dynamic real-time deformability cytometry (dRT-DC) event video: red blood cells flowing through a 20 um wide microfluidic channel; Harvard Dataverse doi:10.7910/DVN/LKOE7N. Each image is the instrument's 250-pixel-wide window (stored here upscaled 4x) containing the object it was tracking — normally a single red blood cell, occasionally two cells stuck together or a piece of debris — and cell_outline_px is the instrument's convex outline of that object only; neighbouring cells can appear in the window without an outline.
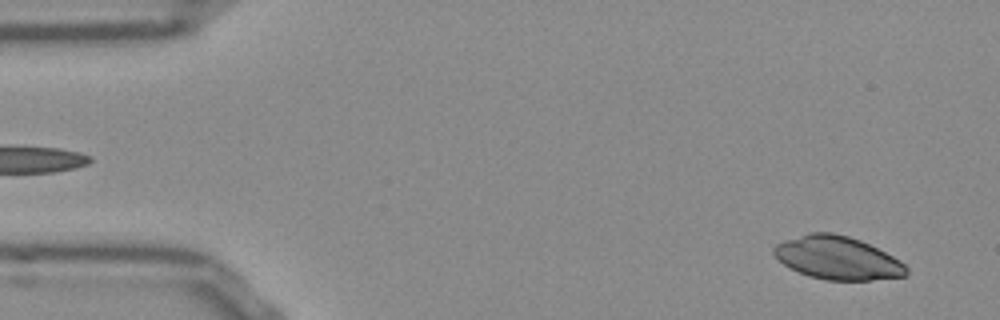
{"species": "Egyptian fruit bat (a non-hibernating species)", "species_latin": "Rousettus aegyptiacus", "temperature_condition": "room temperature", "stored_images_in_passage": 53, "camera_frame_rate_fps": 3000, "um_per_image_px": 0.085, "frame": {"image": 1, "passage_image": 3, "time_ms": 0.667, "image_size_px": [1000, 320], "cell_outline_px": [[908, 276], [868, 280], [828, 280], [808, 276], [784, 264], [772, 252], [772, 248], [776, 244], [784, 240], [808, 232], [832, 232], [848, 236], [860, 240], [900, 260], [908, 268]], "centroid_in_image_um": [71.18, 21.92], "position_along_channel_um": 13.8, "area_um2": 33.18}}
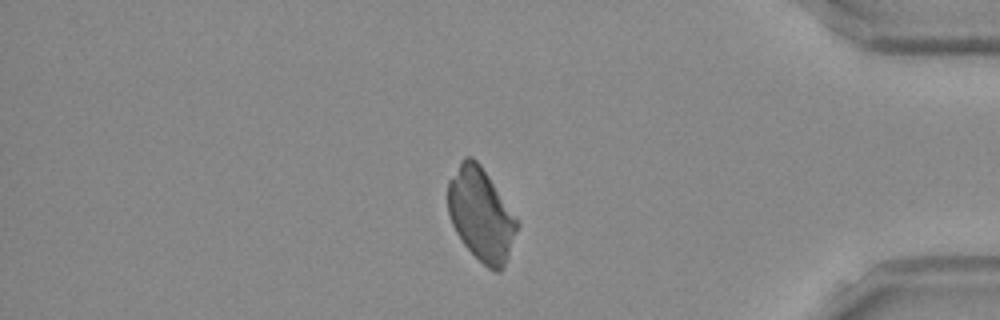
{"frame": {"image": 2, "passage_image": 44, "time_ms": 14.333, "image_size_px": [1000, 320], "cell_outline_px": [[520, 224], [504, 268], [500, 272], [496, 272], [488, 268], [464, 244], [456, 232], [452, 224], [448, 212], [448, 180], [460, 160], [464, 156], [472, 156], [480, 164], [516, 216]], "centroid_in_image_um": [40.89, 18.22], "position_along_channel_um": 394.3, "area_um2": 37.4}}